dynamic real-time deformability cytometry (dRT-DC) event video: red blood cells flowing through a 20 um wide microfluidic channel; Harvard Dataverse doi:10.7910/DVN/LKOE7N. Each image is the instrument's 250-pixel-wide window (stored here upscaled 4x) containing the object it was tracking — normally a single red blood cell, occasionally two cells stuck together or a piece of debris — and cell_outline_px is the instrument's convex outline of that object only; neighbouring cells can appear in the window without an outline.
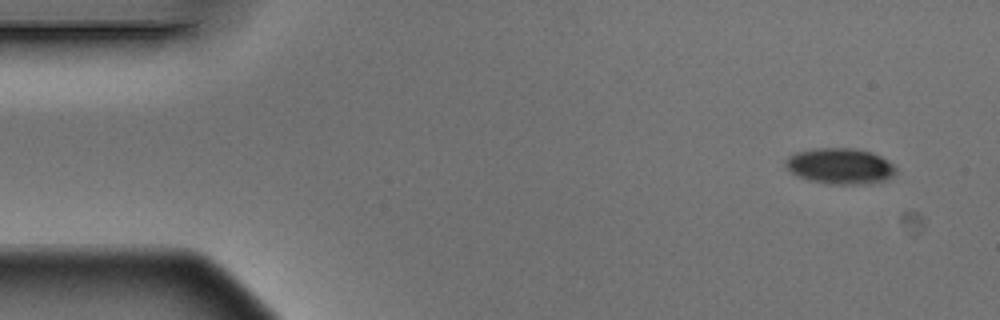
{"species": "Egyptian fruit bat (a non-hibernating species)", "species_latin": "Rousettus aegyptiacus", "temperature_condition": "warm", "stored_images_in_passage": 6, "camera_frame_rate_fps": 3000, "um_per_image_px": 0.085, "animal": {"sex": "male"}, "frame": {"image": 1, "passage_image": 1, "time_ms": 0.0, "image_size_px": [1000, 320], "cell_outline_px": [[896, 172], [888, 180], [856, 184], [828, 184], [796, 176], [784, 164], [788, 156], [796, 152], [816, 148], [856, 148], [872, 152], [880, 156], [892, 164], [896, 168]], "centroid_in_image_um": [71.41, 14.11], "position_along_channel_um": 13.6, "area_um2": 22.95}}
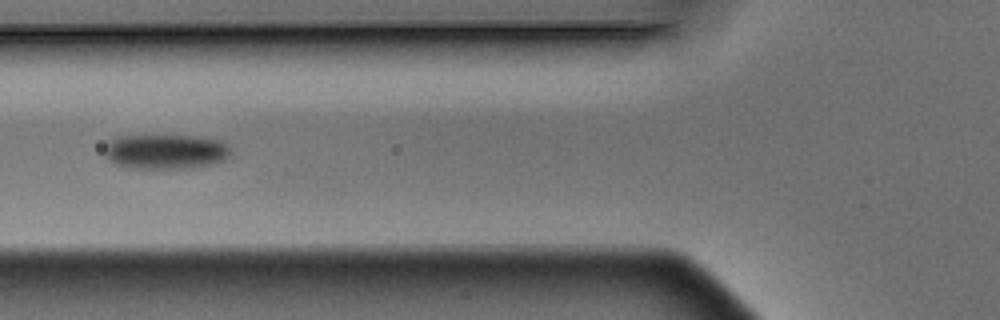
{"frame": {"image": 2, "passage_image": 5, "time_ms": 1.333, "image_size_px": [1000, 320], "cell_outline_px": [[228, 156], [224, 160], [212, 164], [188, 168], [132, 168], [116, 164], [108, 160], [104, 152], [104, 148], [116, 136], [200, 136], [224, 140], [228, 144]], "centroid_in_image_um": [14.09, 12.88], "position_along_channel_um": 111.7, "area_um2": 25.55}}
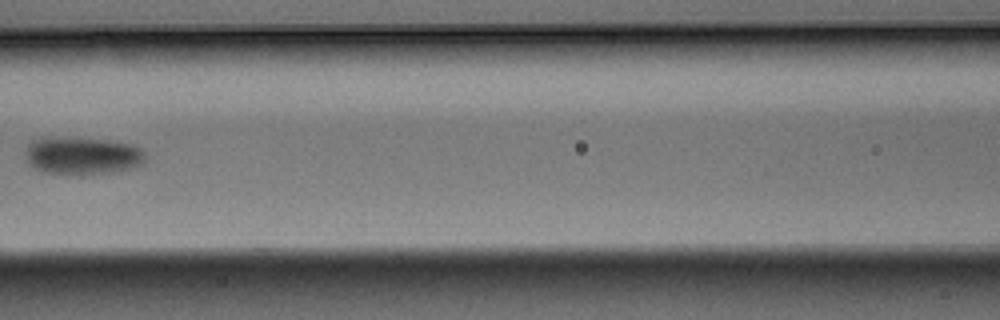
{"frame": {"image": 3, "passage_image": 6, "time_ms": 1.667, "image_size_px": [1000, 320], "cell_outline_px": [[144, 164], [136, 168], [112, 172], [44, 172], [32, 168], [28, 164], [24, 152], [28, 144], [32, 140], [48, 136], [108, 140], [132, 144], [140, 148], [144, 152]], "centroid_in_image_um": [6.98, 13.19], "position_along_channel_um": 159.6, "area_um2": 26.13}}